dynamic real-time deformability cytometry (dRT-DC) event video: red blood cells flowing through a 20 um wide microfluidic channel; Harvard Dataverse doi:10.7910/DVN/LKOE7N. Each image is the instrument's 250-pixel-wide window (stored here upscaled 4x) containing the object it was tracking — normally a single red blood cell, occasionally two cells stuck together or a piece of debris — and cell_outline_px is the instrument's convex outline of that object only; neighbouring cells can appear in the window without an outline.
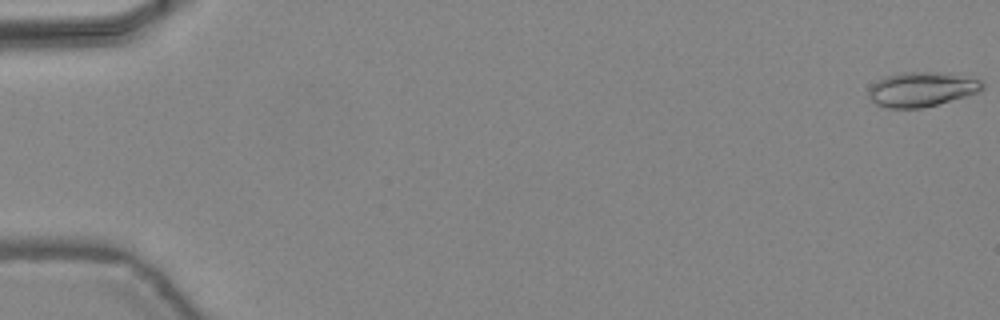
{"species": "common noctule bat (a hibernating species)", "species_latin": "Nyctalus noctula", "temperature_condition": "warm", "stored_images_in_passage": 15, "camera_frame_rate_fps": 3000, "um_per_image_px": 0.085, "animal": {"sex": "female", "body_mass_g": 24.6, "forearm_length_mm": 56.2}, "frame": {"image": 1, "passage_image": 1, "time_ms": 0.0, "image_size_px": [1000, 320], "cell_outline_px": [[984, 88], [980, 92], [924, 108], [888, 108], [876, 104], [868, 96], [868, 92], [872, 84], [876, 80], [884, 76], [900, 72], [936, 72], [980, 80], [984, 84]], "centroid_in_image_um": [78.3, 7.6], "position_along_channel_um": 6.7, "area_um2": 22.89}}